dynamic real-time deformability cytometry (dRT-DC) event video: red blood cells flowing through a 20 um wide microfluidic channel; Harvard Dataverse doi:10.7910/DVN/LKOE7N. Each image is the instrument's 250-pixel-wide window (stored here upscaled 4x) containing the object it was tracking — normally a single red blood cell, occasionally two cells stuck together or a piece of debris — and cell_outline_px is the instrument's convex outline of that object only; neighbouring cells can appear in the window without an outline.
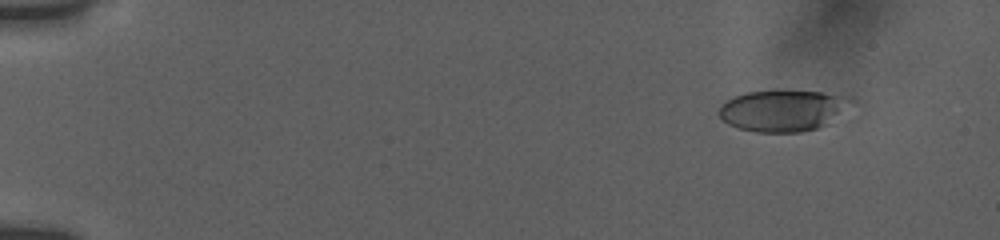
{"species": "human", "species_latin": "Homo sapiens", "temperature_condition": "room temperature", "stored_images_in_passage": 27, "camera_frame_rate_fps": 3000, "um_per_image_px": 0.085, "donor": {"sex": "female"}, "frame": {"image": 1, "passage_image": 3, "time_ms": 1.667, "image_size_px": [1000, 240], "cell_outline_px": [[856, 100], [828, 124], [820, 128], [800, 132], [756, 132], [740, 128], [728, 124], [716, 112], [720, 104], [724, 100], [748, 92], [820, 92], [852, 96]], "centroid_in_image_um": [66.56, 9.41], "position_along_channel_um": 18.4, "area_um2": 31.73}}
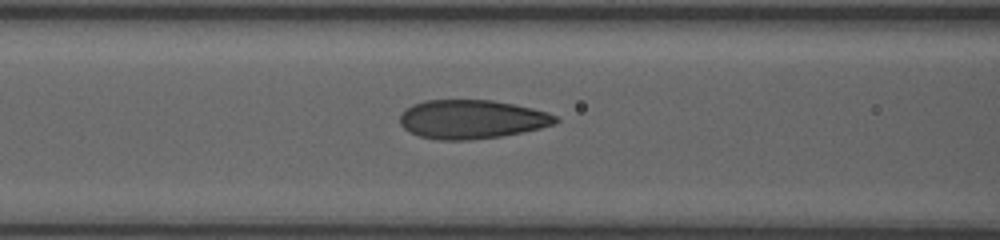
{"frame": {"image": 2, "passage_image": 13, "time_ms": 8.0, "image_size_px": [1000, 240], "cell_outline_px": [[560, 120], [556, 124], [540, 128], [500, 136], [464, 140], [440, 140], [420, 136], [404, 128], [400, 124], [400, 116], [412, 104], [424, 100], [492, 100], [532, 108], [548, 112], [556, 116]], "centroid_in_image_um": [40.11, 10.13], "position_along_channel_um": 126.5, "area_um2": 34.97}}
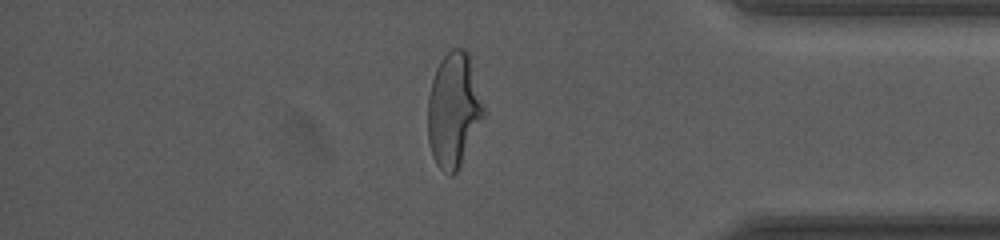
{"frame": {"image": 3, "passage_image": 24, "time_ms": 15.667, "image_size_px": [1000, 240], "cell_outline_px": [[484, 112], [460, 164], [456, 172], [452, 176], [448, 176], [436, 164], [432, 156], [428, 144], [428, 96], [432, 80], [436, 68], [440, 60], [452, 48], [464, 48], [468, 52], [484, 108]], "centroid_in_image_um": [38.51, 9.34], "position_along_channel_um": 396.7, "area_um2": 36.53}, "authors_computed_cell_mechanics": {"area_um2": 34.391, "velocity_mm_per_s": 3.7816, "shape_relaxation_time_tau1_ms": 4.5657, "shape_relaxation_time_tau2_ms": null, "deformation_change_tau1": 0.1705, "deformation_change_tau2": null}}